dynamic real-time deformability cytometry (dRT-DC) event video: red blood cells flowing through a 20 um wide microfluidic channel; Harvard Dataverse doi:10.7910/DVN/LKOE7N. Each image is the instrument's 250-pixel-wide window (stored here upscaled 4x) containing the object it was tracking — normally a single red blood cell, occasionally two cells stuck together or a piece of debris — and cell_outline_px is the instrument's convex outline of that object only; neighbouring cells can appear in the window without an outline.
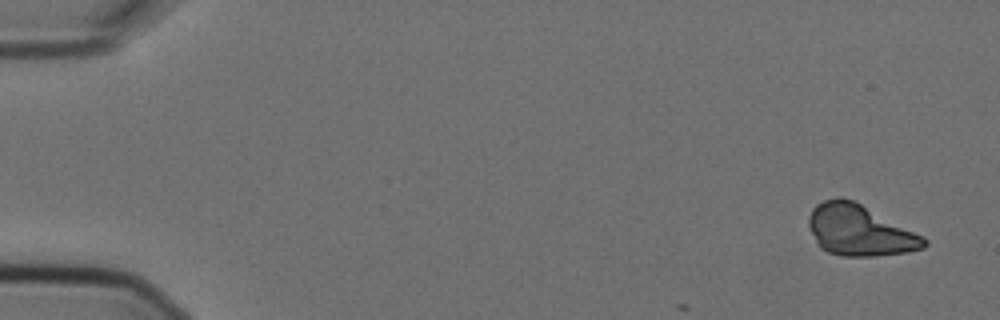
{"species": "Egyptian fruit bat (a non-hibernating species)", "species_latin": "Rousettus aegyptiacus", "temperature_condition": "cold", "stored_images_in_passage": 4, "camera_frame_rate_fps": 3000, "um_per_image_px": 0.085, "animal": {"sex": "female"}, "frame": {"image": 1, "passage_image": 1, "time_ms": 0.0, "image_size_px": [1000, 320], "cell_outline_px": [[928, 244], [924, 248], [908, 252], [872, 256], [840, 256], [828, 252], [820, 248], [808, 224], [808, 216], [812, 208], [816, 204], [824, 200], [840, 196], [852, 200], [924, 236], [928, 240]], "centroid_in_image_um": [73.06, 19.59], "position_along_channel_um": 11.9, "area_um2": 34.1}}